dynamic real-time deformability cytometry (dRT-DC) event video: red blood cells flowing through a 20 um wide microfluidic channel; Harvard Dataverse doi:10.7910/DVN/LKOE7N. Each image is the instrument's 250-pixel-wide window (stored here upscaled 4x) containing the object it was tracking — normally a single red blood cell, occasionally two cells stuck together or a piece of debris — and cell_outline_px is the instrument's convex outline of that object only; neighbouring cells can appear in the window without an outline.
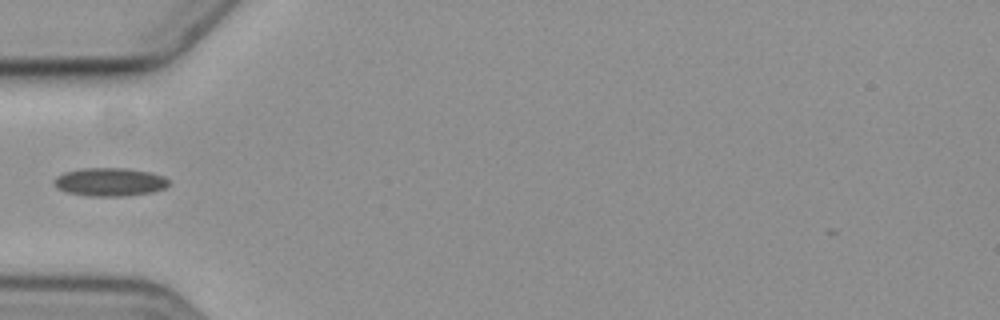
{"species": "common noctule bat (a hibernating species)", "species_latin": "Nyctalus noctula", "temperature_condition": "cold", "stored_images_in_passage": 1, "camera_frame_rate_fps": 3000, "um_per_image_px": 0.085, "animal": {"sex": "female", "body_mass_g": 19.3, "forearm_length_mm": 54.1}, "frame": {"image": 1, "passage_image": 1, "time_ms": 0.0, "image_size_px": [1000, 320], "cell_outline_px": [[168, 184], [164, 188], [152, 192], [124, 196], [88, 196], [68, 192], [56, 188], [52, 180], [56, 176], [64, 172], [80, 168], [124, 168], [152, 172], [164, 176], [168, 180]], "centroid_in_image_um": [9.3, 15.46], "position_along_channel_um": 75.7, "area_um2": 19.02}}